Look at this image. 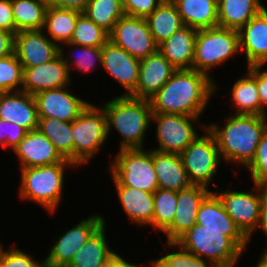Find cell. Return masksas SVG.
<instances>
[{
  "label": "cell",
  "mask_w": 267,
  "mask_h": 267,
  "mask_svg": "<svg viewBox=\"0 0 267 267\" xmlns=\"http://www.w3.org/2000/svg\"><path fill=\"white\" fill-rule=\"evenodd\" d=\"M217 86L210 77L194 69L176 70L149 98L152 113L201 117Z\"/></svg>",
  "instance_id": "1"
},
{
  "label": "cell",
  "mask_w": 267,
  "mask_h": 267,
  "mask_svg": "<svg viewBox=\"0 0 267 267\" xmlns=\"http://www.w3.org/2000/svg\"><path fill=\"white\" fill-rule=\"evenodd\" d=\"M207 129L216 139L221 159L227 163H239L246 168L267 130V116L230 114L223 127L211 123Z\"/></svg>",
  "instance_id": "2"
},
{
  "label": "cell",
  "mask_w": 267,
  "mask_h": 267,
  "mask_svg": "<svg viewBox=\"0 0 267 267\" xmlns=\"http://www.w3.org/2000/svg\"><path fill=\"white\" fill-rule=\"evenodd\" d=\"M250 240L241 231H213L194 224L175 243L216 267H234Z\"/></svg>",
  "instance_id": "3"
},
{
  "label": "cell",
  "mask_w": 267,
  "mask_h": 267,
  "mask_svg": "<svg viewBox=\"0 0 267 267\" xmlns=\"http://www.w3.org/2000/svg\"><path fill=\"white\" fill-rule=\"evenodd\" d=\"M104 104L107 135L115 128L122 137L120 149L144 148L143 142L152 122L149 99L119 95Z\"/></svg>",
  "instance_id": "4"
},
{
  "label": "cell",
  "mask_w": 267,
  "mask_h": 267,
  "mask_svg": "<svg viewBox=\"0 0 267 267\" xmlns=\"http://www.w3.org/2000/svg\"><path fill=\"white\" fill-rule=\"evenodd\" d=\"M68 167L76 166L73 163H56L20 169L19 197L40 204L49 213H54L62 201L64 172Z\"/></svg>",
  "instance_id": "5"
},
{
  "label": "cell",
  "mask_w": 267,
  "mask_h": 267,
  "mask_svg": "<svg viewBox=\"0 0 267 267\" xmlns=\"http://www.w3.org/2000/svg\"><path fill=\"white\" fill-rule=\"evenodd\" d=\"M240 52L239 33L237 30L220 26L197 30L195 53L192 69L210 77V70L228 61Z\"/></svg>",
  "instance_id": "6"
},
{
  "label": "cell",
  "mask_w": 267,
  "mask_h": 267,
  "mask_svg": "<svg viewBox=\"0 0 267 267\" xmlns=\"http://www.w3.org/2000/svg\"><path fill=\"white\" fill-rule=\"evenodd\" d=\"M74 140L73 164L78 167L89 163L107 142V119L103 107L92 103L72 121Z\"/></svg>",
  "instance_id": "7"
},
{
  "label": "cell",
  "mask_w": 267,
  "mask_h": 267,
  "mask_svg": "<svg viewBox=\"0 0 267 267\" xmlns=\"http://www.w3.org/2000/svg\"><path fill=\"white\" fill-rule=\"evenodd\" d=\"M113 162H110L112 180L121 186L154 193L158 180L154 169L153 149H119Z\"/></svg>",
  "instance_id": "8"
},
{
  "label": "cell",
  "mask_w": 267,
  "mask_h": 267,
  "mask_svg": "<svg viewBox=\"0 0 267 267\" xmlns=\"http://www.w3.org/2000/svg\"><path fill=\"white\" fill-rule=\"evenodd\" d=\"M180 154L188 178L193 185L209 187L222 161L214 135L207 129Z\"/></svg>",
  "instance_id": "9"
},
{
  "label": "cell",
  "mask_w": 267,
  "mask_h": 267,
  "mask_svg": "<svg viewBox=\"0 0 267 267\" xmlns=\"http://www.w3.org/2000/svg\"><path fill=\"white\" fill-rule=\"evenodd\" d=\"M200 117L179 114L152 113L151 121L156 125L158 146L153 150L181 154L194 141L197 133L195 125Z\"/></svg>",
  "instance_id": "10"
},
{
  "label": "cell",
  "mask_w": 267,
  "mask_h": 267,
  "mask_svg": "<svg viewBox=\"0 0 267 267\" xmlns=\"http://www.w3.org/2000/svg\"><path fill=\"white\" fill-rule=\"evenodd\" d=\"M109 40L138 60L158 50L145 18L122 16L109 34Z\"/></svg>",
  "instance_id": "11"
},
{
  "label": "cell",
  "mask_w": 267,
  "mask_h": 267,
  "mask_svg": "<svg viewBox=\"0 0 267 267\" xmlns=\"http://www.w3.org/2000/svg\"><path fill=\"white\" fill-rule=\"evenodd\" d=\"M105 222L104 216L93 214L67 230L50 247L44 265L47 267H67L75 253L85 244L90 236Z\"/></svg>",
  "instance_id": "12"
},
{
  "label": "cell",
  "mask_w": 267,
  "mask_h": 267,
  "mask_svg": "<svg viewBox=\"0 0 267 267\" xmlns=\"http://www.w3.org/2000/svg\"><path fill=\"white\" fill-rule=\"evenodd\" d=\"M254 185L255 194V190L251 193L229 189L214 192L221 200L226 213L249 240L258 228L260 219V185Z\"/></svg>",
  "instance_id": "13"
},
{
  "label": "cell",
  "mask_w": 267,
  "mask_h": 267,
  "mask_svg": "<svg viewBox=\"0 0 267 267\" xmlns=\"http://www.w3.org/2000/svg\"><path fill=\"white\" fill-rule=\"evenodd\" d=\"M14 53L26 68L53 60L60 54V47L43 30H24L14 35Z\"/></svg>",
  "instance_id": "14"
},
{
  "label": "cell",
  "mask_w": 267,
  "mask_h": 267,
  "mask_svg": "<svg viewBox=\"0 0 267 267\" xmlns=\"http://www.w3.org/2000/svg\"><path fill=\"white\" fill-rule=\"evenodd\" d=\"M67 87L44 90L34 95L38 117L72 122L81 114L89 102L68 92Z\"/></svg>",
  "instance_id": "15"
},
{
  "label": "cell",
  "mask_w": 267,
  "mask_h": 267,
  "mask_svg": "<svg viewBox=\"0 0 267 267\" xmlns=\"http://www.w3.org/2000/svg\"><path fill=\"white\" fill-rule=\"evenodd\" d=\"M71 76L62 55L37 66L23 68V84L21 90L35 95L44 90L70 86Z\"/></svg>",
  "instance_id": "16"
},
{
  "label": "cell",
  "mask_w": 267,
  "mask_h": 267,
  "mask_svg": "<svg viewBox=\"0 0 267 267\" xmlns=\"http://www.w3.org/2000/svg\"><path fill=\"white\" fill-rule=\"evenodd\" d=\"M102 67L126 89L122 95H130L139 80L140 60L108 40L102 47Z\"/></svg>",
  "instance_id": "17"
},
{
  "label": "cell",
  "mask_w": 267,
  "mask_h": 267,
  "mask_svg": "<svg viewBox=\"0 0 267 267\" xmlns=\"http://www.w3.org/2000/svg\"><path fill=\"white\" fill-rule=\"evenodd\" d=\"M210 193L209 188L193 184L177 192V206L173 222L163 232L167 242H175L196 224L199 206Z\"/></svg>",
  "instance_id": "18"
},
{
  "label": "cell",
  "mask_w": 267,
  "mask_h": 267,
  "mask_svg": "<svg viewBox=\"0 0 267 267\" xmlns=\"http://www.w3.org/2000/svg\"><path fill=\"white\" fill-rule=\"evenodd\" d=\"M13 152L19 158L21 169L56 163H72L65 159L38 129L27 132Z\"/></svg>",
  "instance_id": "19"
},
{
  "label": "cell",
  "mask_w": 267,
  "mask_h": 267,
  "mask_svg": "<svg viewBox=\"0 0 267 267\" xmlns=\"http://www.w3.org/2000/svg\"><path fill=\"white\" fill-rule=\"evenodd\" d=\"M175 71L176 69L171 63L157 50L140 60L138 84L129 96L149 99L170 79Z\"/></svg>",
  "instance_id": "20"
},
{
  "label": "cell",
  "mask_w": 267,
  "mask_h": 267,
  "mask_svg": "<svg viewBox=\"0 0 267 267\" xmlns=\"http://www.w3.org/2000/svg\"><path fill=\"white\" fill-rule=\"evenodd\" d=\"M0 119L16 123L27 132L38 128V111L34 95L24 91L0 93Z\"/></svg>",
  "instance_id": "21"
},
{
  "label": "cell",
  "mask_w": 267,
  "mask_h": 267,
  "mask_svg": "<svg viewBox=\"0 0 267 267\" xmlns=\"http://www.w3.org/2000/svg\"><path fill=\"white\" fill-rule=\"evenodd\" d=\"M238 33L240 52L246 55L247 67L267 65V8L253 17Z\"/></svg>",
  "instance_id": "22"
},
{
  "label": "cell",
  "mask_w": 267,
  "mask_h": 267,
  "mask_svg": "<svg viewBox=\"0 0 267 267\" xmlns=\"http://www.w3.org/2000/svg\"><path fill=\"white\" fill-rule=\"evenodd\" d=\"M197 29L184 26L158 45V51L176 69H192Z\"/></svg>",
  "instance_id": "23"
},
{
  "label": "cell",
  "mask_w": 267,
  "mask_h": 267,
  "mask_svg": "<svg viewBox=\"0 0 267 267\" xmlns=\"http://www.w3.org/2000/svg\"><path fill=\"white\" fill-rule=\"evenodd\" d=\"M113 182L115 183L119 202L129 220L139 226L152 225L151 227H153V193L133 187L121 186L116 180H113Z\"/></svg>",
  "instance_id": "24"
},
{
  "label": "cell",
  "mask_w": 267,
  "mask_h": 267,
  "mask_svg": "<svg viewBox=\"0 0 267 267\" xmlns=\"http://www.w3.org/2000/svg\"><path fill=\"white\" fill-rule=\"evenodd\" d=\"M158 188L180 191L192 185L180 154L153 150Z\"/></svg>",
  "instance_id": "25"
},
{
  "label": "cell",
  "mask_w": 267,
  "mask_h": 267,
  "mask_svg": "<svg viewBox=\"0 0 267 267\" xmlns=\"http://www.w3.org/2000/svg\"><path fill=\"white\" fill-rule=\"evenodd\" d=\"M218 26L239 31L265 6L261 0H217Z\"/></svg>",
  "instance_id": "26"
},
{
  "label": "cell",
  "mask_w": 267,
  "mask_h": 267,
  "mask_svg": "<svg viewBox=\"0 0 267 267\" xmlns=\"http://www.w3.org/2000/svg\"><path fill=\"white\" fill-rule=\"evenodd\" d=\"M105 222L90 236L84 245L75 253L67 267H105L116 254L106 240Z\"/></svg>",
  "instance_id": "27"
},
{
  "label": "cell",
  "mask_w": 267,
  "mask_h": 267,
  "mask_svg": "<svg viewBox=\"0 0 267 267\" xmlns=\"http://www.w3.org/2000/svg\"><path fill=\"white\" fill-rule=\"evenodd\" d=\"M185 26L199 29L218 26L217 0H171Z\"/></svg>",
  "instance_id": "28"
},
{
  "label": "cell",
  "mask_w": 267,
  "mask_h": 267,
  "mask_svg": "<svg viewBox=\"0 0 267 267\" xmlns=\"http://www.w3.org/2000/svg\"><path fill=\"white\" fill-rule=\"evenodd\" d=\"M234 114L261 115V102L256 83V65L248 66L245 78L234 82L231 90Z\"/></svg>",
  "instance_id": "29"
},
{
  "label": "cell",
  "mask_w": 267,
  "mask_h": 267,
  "mask_svg": "<svg viewBox=\"0 0 267 267\" xmlns=\"http://www.w3.org/2000/svg\"><path fill=\"white\" fill-rule=\"evenodd\" d=\"M145 19L157 45H160L185 26L176 6L171 0H163Z\"/></svg>",
  "instance_id": "30"
},
{
  "label": "cell",
  "mask_w": 267,
  "mask_h": 267,
  "mask_svg": "<svg viewBox=\"0 0 267 267\" xmlns=\"http://www.w3.org/2000/svg\"><path fill=\"white\" fill-rule=\"evenodd\" d=\"M76 10L48 5L45 13L43 32L59 47L70 43L78 16ZM46 31H45V30Z\"/></svg>",
  "instance_id": "31"
},
{
  "label": "cell",
  "mask_w": 267,
  "mask_h": 267,
  "mask_svg": "<svg viewBox=\"0 0 267 267\" xmlns=\"http://www.w3.org/2000/svg\"><path fill=\"white\" fill-rule=\"evenodd\" d=\"M196 224L213 231H240L214 192H211L199 206Z\"/></svg>",
  "instance_id": "32"
},
{
  "label": "cell",
  "mask_w": 267,
  "mask_h": 267,
  "mask_svg": "<svg viewBox=\"0 0 267 267\" xmlns=\"http://www.w3.org/2000/svg\"><path fill=\"white\" fill-rule=\"evenodd\" d=\"M37 129L53 143L65 159L73 163L72 122L51 117H39Z\"/></svg>",
  "instance_id": "33"
},
{
  "label": "cell",
  "mask_w": 267,
  "mask_h": 267,
  "mask_svg": "<svg viewBox=\"0 0 267 267\" xmlns=\"http://www.w3.org/2000/svg\"><path fill=\"white\" fill-rule=\"evenodd\" d=\"M13 17L18 31L43 30L48 5L40 0H11Z\"/></svg>",
  "instance_id": "34"
},
{
  "label": "cell",
  "mask_w": 267,
  "mask_h": 267,
  "mask_svg": "<svg viewBox=\"0 0 267 267\" xmlns=\"http://www.w3.org/2000/svg\"><path fill=\"white\" fill-rule=\"evenodd\" d=\"M83 14L110 34L117 21L125 15L122 0H89Z\"/></svg>",
  "instance_id": "35"
},
{
  "label": "cell",
  "mask_w": 267,
  "mask_h": 267,
  "mask_svg": "<svg viewBox=\"0 0 267 267\" xmlns=\"http://www.w3.org/2000/svg\"><path fill=\"white\" fill-rule=\"evenodd\" d=\"M153 229L164 232L173 222L177 206V191L156 189L153 193Z\"/></svg>",
  "instance_id": "36"
},
{
  "label": "cell",
  "mask_w": 267,
  "mask_h": 267,
  "mask_svg": "<svg viewBox=\"0 0 267 267\" xmlns=\"http://www.w3.org/2000/svg\"><path fill=\"white\" fill-rule=\"evenodd\" d=\"M109 40V34L81 13L78 16L70 43L101 48Z\"/></svg>",
  "instance_id": "37"
},
{
  "label": "cell",
  "mask_w": 267,
  "mask_h": 267,
  "mask_svg": "<svg viewBox=\"0 0 267 267\" xmlns=\"http://www.w3.org/2000/svg\"><path fill=\"white\" fill-rule=\"evenodd\" d=\"M66 46L70 47H77L76 49H79L77 51H79L78 55H72V57H65V52H64V48L62 46H60V54L62 55V58L64 60V63L67 65L69 72H70V76H71V67H74V69L76 68V70L78 72H90L92 70H94L95 65H97V63H100V66H102V52H101V48H97V47H86V46H82V45H75V44H71V43H65L63 44ZM74 54V53H73ZM72 61V62H71Z\"/></svg>",
  "instance_id": "38"
},
{
  "label": "cell",
  "mask_w": 267,
  "mask_h": 267,
  "mask_svg": "<svg viewBox=\"0 0 267 267\" xmlns=\"http://www.w3.org/2000/svg\"><path fill=\"white\" fill-rule=\"evenodd\" d=\"M23 67L15 53L0 57V93L21 91Z\"/></svg>",
  "instance_id": "39"
},
{
  "label": "cell",
  "mask_w": 267,
  "mask_h": 267,
  "mask_svg": "<svg viewBox=\"0 0 267 267\" xmlns=\"http://www.w3.org/2000/svg\"><path fill=\"white\" fill-rule=\"evenodd\" d=\"M169 248H179L176 252L167 253L161 258L153 260L158 267H216L210 261L197 257L195 254L188 252L178 246L175 242H167ZM210 265V266H209Z\"/></svg>",
  "instance_id": "40"
},
{
  "label": "cell",
  "mask_w": 267,
  "mask_h": 267,
  "mask_svg": "<svg viewBox=\"0 0 267 267\" xmlns=\"http://www.w3.org/2000/svg\"><path fill=\"white\" fill-rule=\"evenodd\" d=\"M246 167L251 172L254 184L267 186V130L257 146L253 160Z\"/></svg>",
  "instance_id": "41"
},
{
  "label": "cell",
  "mask_w": 267,
  "mask_h": 267,
  "mask_svg": "<svg viewBox=\"0 0 267 267\" xmlns=\"http://www.w3.org/2000/svg\"><path fill=\"white\" fill-rule=\"evenodd\" d=\"M43 265V259L39 262L17 247L4 250L0 258V267H42Z\"/></svg>",
  "instance_id": "42"
},
{
  "label": "cell",
  "mask_w": 267,
  "mask_h": 267,
  "mask_svg": "<svg viewBox=\"0 0 267 267\" xmlns=\"http://www.w3.org/2000/svg\"><path fill=\"white\" fill-rule=\"evenodd\" d=\"M27 131L16 123L0 119V146L12 149L18 146Z\"/></svg>",
  "instance_id": "43"
},
{
  "label": "cell",
  "mask_w": 267,
  "mask_h": 267,
  "mask_svg": "<svg viewBox=\"0 0 267 267\" xmlns=\"http://www.w3.org/2000/svg\"><path fill=\"white\" fill-rule=\"evenodd\" d=\"M125 15L146 18L163 0H122Z\"/></svg>",
  "instance_id": "44"
},
{
  "label": "cell",
  "mask_w": 267,
  "mask_h": 267,
  "mask_svg": "<svg viewBox=\"0 0 267 267\" xmlns=\"http://www.w3.org/2000/svg\"><path fill=\"white\" fill-rule=\"evenodd\" d=\"M0 29L16 34L11 0H0Z\"/></svg>",
  "instance_id": "45"
},
{
  "label": "cell",
  "mask_w": 267,
  "mask_h": 267,
  "mask_svg": "<svg viewBox=\"0 0 267 267\" xmlns=\"http://www.w3.org/2000/svg\"><path fill=\"white\" fill-rule=\"evenodd\" d=\"M264 69V65H256V83L258 87V93L261 102V115L267 116V70Z\"/></svg>",
  "instance_id": "46"
},
{
  "label": "cell",
  "mask_w": 267,
  "mask_h": 267,
  "mask_svg": "<svg viewBox=\"0 0 267 267\" xmlns=\"http://www.w3.org/2000/svg\"><path fill=\"white\" fill-rule=\"evenodd\" d=\"M14 53V34L0 29V57Z\"/></svg>",
  "instance_id": "47"
},
{
  "label": "cell",
  "mask_w": 267,
  "mask_h": 267,
  "mask_svg": "<svg viewBox=\"0 0 267 267\" xmlns=\"http://www.w3.org/2000/svg\"><path fill=\"white\" fill-rule=\"evenodd\" d=\"M258 228H261L267 238V186L260 185V219ZM267 249V245L266 248Z\"/></svg>",
  "instance_id": "48"
},
{
  "label": "cell",
  "mask_w": 267,
  "mask_h": 267,
  "mask_svg": "<svg viewBox=\"0 0 267 267\" xmlns=\"http://www.w3.org/2000/svg\"><path fill=\"white\" fill-rule=\"evenodd\" d=\"M89 0H53L49 5L83 13Z\"/></svg>",
  "instance_id": "49"
},
{
  "label": "cell",
  "mask_w": 267,
  "mask_h": 267,
  "mask_svg": "<svg viewBox=\"0 0 267 267\" xmlns=\"http://www.w3.org/2000/svg\"><path fill=\"white\" fill-rule=\"evenodd\" d=\"M135 263L127 262L126 259L121 257L119 254H115L106 264L105 267H137Z\"/></svg>",
  "instance_id": "50"
},
{
  "label": "cell",
  "mask_w": 267,
  "mask_h": 267,
  "mask_svg": "<svg viewBox=\"0 0 267 267\" xmlns=\"http://www.w3.org/2000/svg\"><path fill=\"white\" fill-rule=\"evenodd\" d=\"M255 267H267V249H265Z\"/></svg>",
  "instance_id": "51"
},
{
  "label": "cell",
  "mask_w": 267,
  "mask_h": 267,
  "mask_svg": "<svg viewBox=\"0 0 267 267\" xmlns=\"http://www.w3.org/2000/svg\"><path fill=\"white\" fill-rule=\"evenodd\" d=\"M149 263H151V264L149 265V267H158V265H157L153 260H151V262L149 261ZM137 267H143V266L138 265ZM147 267H148V266H147Z\"/></svg>",
  "instance_id": "52"
},
{
  "label": "cell",
  "mask_w": 267,
  "mask_h": 267,
  "mask_svg": "<svg viewBox=\"0 0 267 267\" xmlns=\"http://www.w3.org/2000/svg\"><path fill=\"white\" fill-rule=\"evenodd\" d=\"M3 252H4V248H3L2 244H0V258H1L2 254H3Z\"/></svg>",
  "instance_id": "53"
},
{
  "label": "cell",
  "mask_w": 267,
  "mask_h": 267,
  "mask_svg": "<svg viewBox=\"0 0 267 267\" xmlns=\"http://www.w3.org/2000/svg\"><path fill=\"white\" fill-rule=\"evenodd\" d=\"M43 1L44 3H46L47 5H49L53 0H40Z\"/></svg>",
  "instance_id": "54"
}]
</instances>
